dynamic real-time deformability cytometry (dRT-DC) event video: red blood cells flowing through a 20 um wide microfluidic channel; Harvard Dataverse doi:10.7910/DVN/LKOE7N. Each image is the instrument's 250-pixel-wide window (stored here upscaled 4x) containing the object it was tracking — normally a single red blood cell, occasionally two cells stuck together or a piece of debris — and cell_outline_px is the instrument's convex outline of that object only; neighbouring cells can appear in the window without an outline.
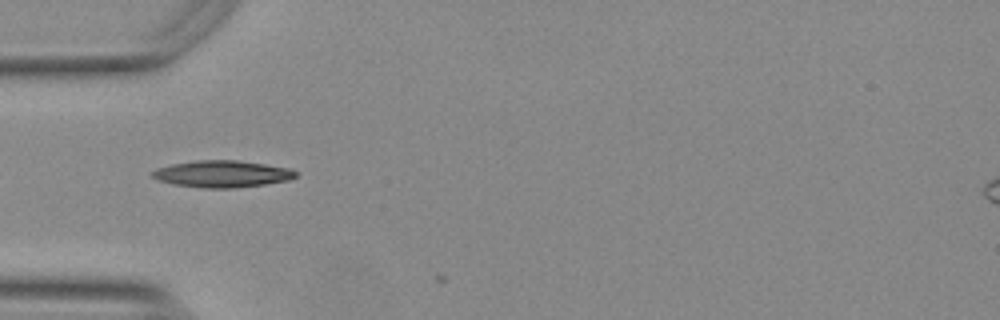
{"species": "Egyptian fruit bat (a non-hibernating species)", "species_latin": "Rousettus aegyptiacus", "temperature_condition": "warm", "stored_images_in_passage": 3, "camera_frame_rate_fps": 3000, "um_per_image_px": 0.085, "animal": {"sex": "female"}, "frame": {"image": 1, "passage_image": 2, "time_ms": 0.333, "image_size_px": [1000, 320], "cell_outline_px": [[296, 176], [288, 180], [264, 184], [232, 188], [204, 188], [176, 184], [160, 180], [152, 176], [152, 172], [156, 168], [172, 164], [196, 160], [236, 160], [264, 164], [288, 168], [296, 172]], "centroid_in_image_um": [18.87, 14.77], "position_along_channel_um": 66.1, "area_um2": 22.02}}